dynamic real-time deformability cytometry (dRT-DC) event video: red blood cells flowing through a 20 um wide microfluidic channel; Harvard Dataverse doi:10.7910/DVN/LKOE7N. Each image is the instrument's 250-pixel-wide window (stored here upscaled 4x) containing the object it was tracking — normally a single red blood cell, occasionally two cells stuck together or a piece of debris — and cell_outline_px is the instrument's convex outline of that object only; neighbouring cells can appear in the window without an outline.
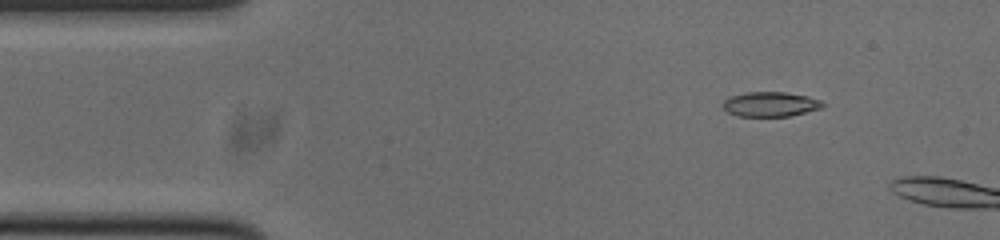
{"species": "common noctule bat (a hibernating species)", "species_latin": "Nyctalus noctula", "temperature_condition": "cold", "stored_images_in_passage": 13, "camera_frame_rate_fps": 3000, "um_per_image_px": 0.085, "animal": {"sex": "male", "body_mass_g": 20.0, "forearm_length_mm": 53.3}, "frame": {"image": 1, "passage_image": 6, "time_ms": 1.667, "image_size_px": [1000, 240], "cell_outline_px": [[824, 108], [788, 116], [740, 116], [728, 112], [720, 104], [728, 96], [748, 92], [784, 92], [808, 96], [820, 100], [824, 104]], "centroid_in_image_um": [65.47, 8.85], "position_along_channel_um": 19.5, "area_um2": 14.45}}